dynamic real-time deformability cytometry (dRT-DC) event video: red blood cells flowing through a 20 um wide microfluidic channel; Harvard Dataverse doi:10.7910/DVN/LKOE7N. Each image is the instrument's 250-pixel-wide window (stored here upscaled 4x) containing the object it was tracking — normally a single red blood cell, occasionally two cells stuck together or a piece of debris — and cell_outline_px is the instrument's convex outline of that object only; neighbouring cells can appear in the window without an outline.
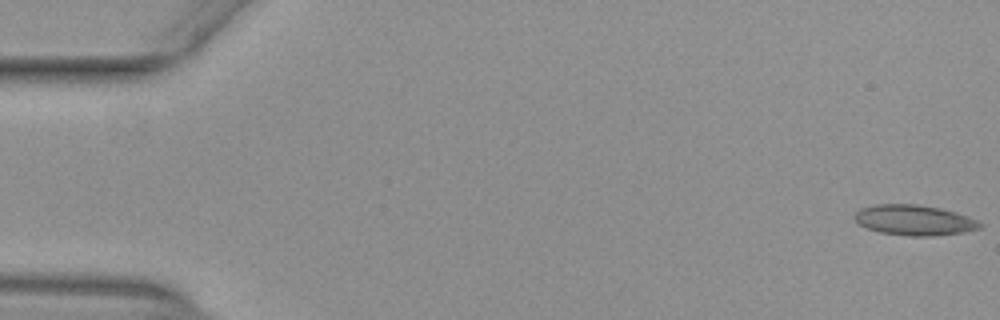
{"species": "common noctule bat (a hibernating species)", "species_latin": "Nyctalus noctula", "temperature_condition": "warm", "stored_images_in_passage": 52, "camera_frame_rate_fps": 3000, "um_per_image_px": 0.085, "animal": {"sex": "female", "body_mass_g": 29.2, "forearm_length_mm": 56.3}, "frame": {"image": 1, "passage_image": 1, "time_ms": 0.0, "image_size_px": [1000, 320], "cell_outline_px": [[984, 228], [964, 232], [936, 236], [908, 236], [880, 232], [856, 224], [852, 216], [860, 208], [876, 204], [916, 204], [940, 208], [956, 212], [968, 216], [984, 224]], "centroid_in_image_um": [77.72, 18.71], "position_along_channel_um": 7.3, "area_um2": 22.54}}
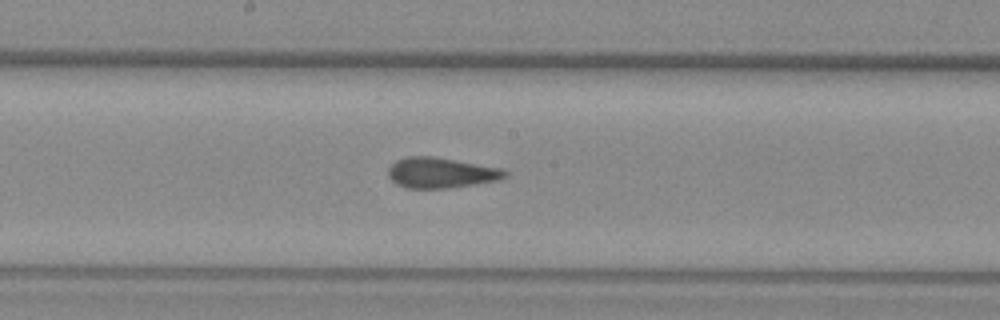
{"frame": {"image": 2, "passage_image": 28, "time_ms": 9.0, "image_size_px": [1000, 320], "cell_outline_px": [[508, 176], [500, 180], [476, 184], [448, 188], [408, 188], [396, 184], [388, 176], [388, 168], [396, 160], [408, 156], [436, 156], [500, 168], [508, 172]], "centroid_in_image_um": [37.49, 14.68], "position_along_channel_um": 210.7, "area_um2": 20.87}}
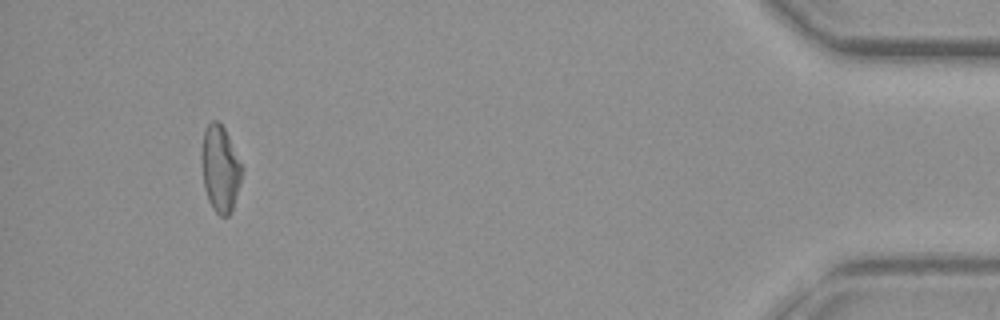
{"frame": {"image": 3, "passage_image": 49, "time_ms": 16.0, "image_size_px": [1000, 320], "cell_outline_px": [[244, 168], [232, 208], [228, 216], [220, 216], [212, 208], [208, 200], [204, 188], [200, 164], [200, 156], [204, 132], [208, 124], [212, 120], [216, 120], [224, 128]], "centroid_in_image_um": [18.69, 14.34], "position_along_channel_um": 416.5, "area_um2": 20.35}, "authors_computed_cell_mechanics": {"area_um2": 20.9814, "velocity_mm_per_s": 3.9962, "shape_relaxation_time_tau1_ms": null, "shape_relaxation_time_tau2_ms": 1.5028, "deformation_change_tau1": null, "deformation_change_tau2": 0.0873}}